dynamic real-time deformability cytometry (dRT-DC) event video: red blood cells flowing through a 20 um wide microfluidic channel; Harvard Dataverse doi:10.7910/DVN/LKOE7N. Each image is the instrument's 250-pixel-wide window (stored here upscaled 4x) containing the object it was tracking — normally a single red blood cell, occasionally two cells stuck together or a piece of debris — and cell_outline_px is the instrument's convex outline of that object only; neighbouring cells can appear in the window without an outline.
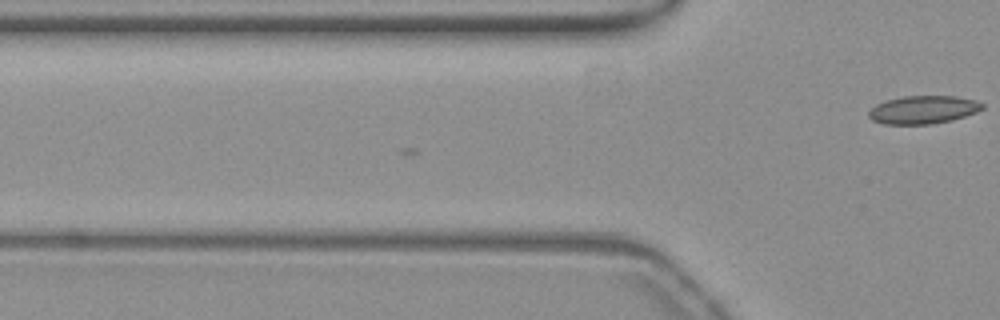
{"species": "common noctule bat (a hibernating species)", "species_latin": "Nyctalus noctula", "temperature_condition": "warm", "stored_images_in_passage": 5, "camera_frame_rate_fps": 3000, "um_per_image_px": 0.085, "animal": {"sex": "female", "body_mass_g": 19.3, "forearm_length_mm": 54.1}, "frame": {"image": 1, "passage_image": 5, "time_ms": 1.333, "image_size_px": [1000, 320], "cell_outline_px": [[984, 108], [976, 112], [952, 120], [932, 124], [884, 124], [872, 120], [868, 116], [868, 112], [876, 104], [888, 100], [904, 96], [956, 96], [976, 100], [984, 104]], "centroid_in_image_um": [78.48, 9.33], "position_along_channel_um": 47.3, "area_um2": 18.55}}